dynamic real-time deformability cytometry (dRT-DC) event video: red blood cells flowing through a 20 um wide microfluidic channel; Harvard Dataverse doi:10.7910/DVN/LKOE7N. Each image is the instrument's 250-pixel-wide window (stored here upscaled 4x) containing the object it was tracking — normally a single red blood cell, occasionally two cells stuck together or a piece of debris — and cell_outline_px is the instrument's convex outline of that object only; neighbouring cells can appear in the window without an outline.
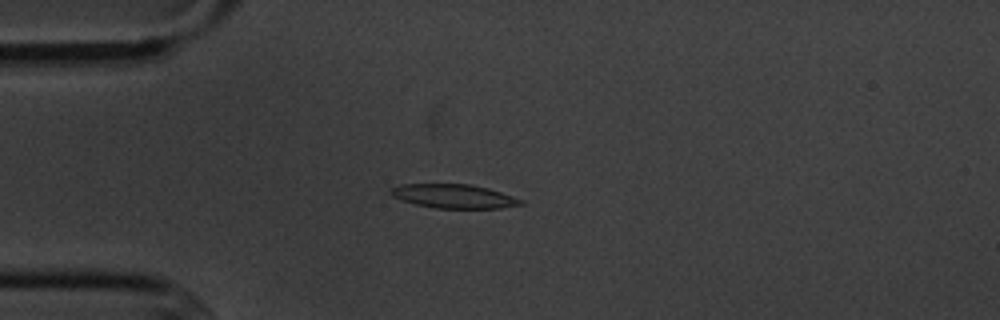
{"species": "common noctule bat (a hibernating species)", "species_latin": "Nyctalus noctula", "temperature_condition": "cold", "stored_images_in_passage": 8, "camera_frame_rate_fps": 3000, "um_per_image_px": 0.085, "animal": {"sex": "male", "body_mass_g": 20.1, "forearm_length_mm": 53.5}, "frame": {"image": 1, "passage_image": 4, "time_ms": 3.667, "image_size_px": [1000, 320], "cell_outline_px": [[524, 204], [500, 208], [436, 208], [416, 204], [392, 196], [388, 192], [388, 188], [400, 184], [468, 184], [488, 188], [524, 200]], "centroid_in_image_um": [38.55, 16.67], "position_along_channel_um": 46.5, "area_um2": 18.09}}
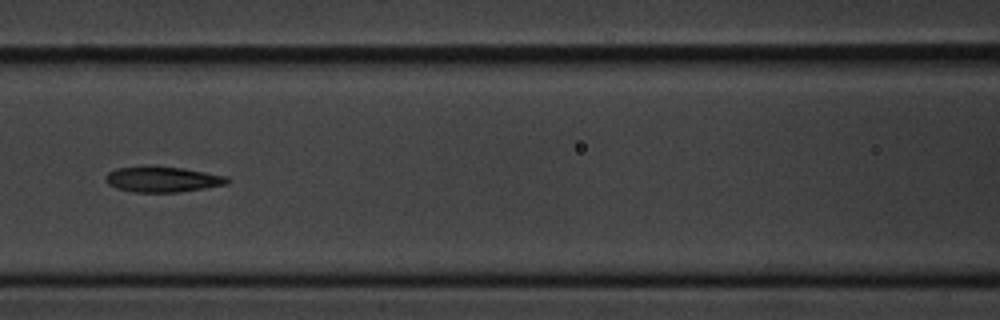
{"frame": {"image": 2, "passage_image": 7, "time_ms": 7.0, "image_size_px": [1000, 320], "cell_outline_px": [[232, 180], [228, 184], [180, 192], [132, 192], [116, 188], [108, 184], [104, 180], [104, 176], [108, 172], [116, 168], [148, 164], [184, 168], [228, 176]], "centroid_in_image_um": [13.79, 15.21], "position_along_channel_um": 152.8, "area_um2": 18.79}}
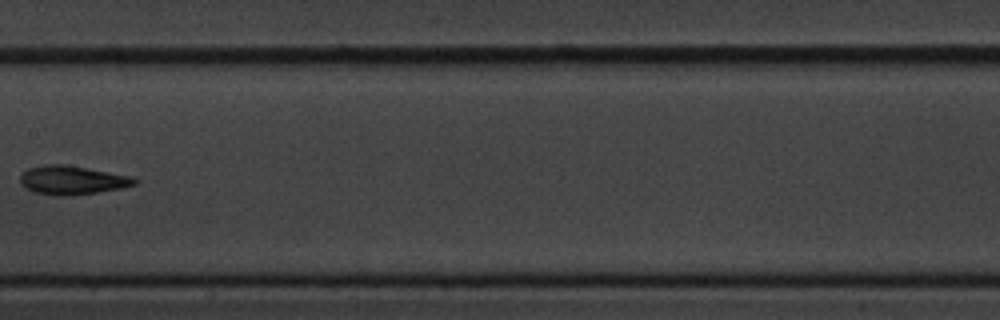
{"frame": {"image": 3, "passage_image": 8, "time_ms": 8.333, "image_size_px": [1000, 320], "cell_outline_px": [[140, 180], [136, 184], [120, 188], [72, 196], [60, 196], [36, 192], [24, 188], [20, 184], [20, 176], [28, 168], [44, 164], [64, 164], [132, 176]], "centroid_in_image_um": [6.13, 15.31], "position_along_channel_um": 201.3, "area_um2": 19.19}}